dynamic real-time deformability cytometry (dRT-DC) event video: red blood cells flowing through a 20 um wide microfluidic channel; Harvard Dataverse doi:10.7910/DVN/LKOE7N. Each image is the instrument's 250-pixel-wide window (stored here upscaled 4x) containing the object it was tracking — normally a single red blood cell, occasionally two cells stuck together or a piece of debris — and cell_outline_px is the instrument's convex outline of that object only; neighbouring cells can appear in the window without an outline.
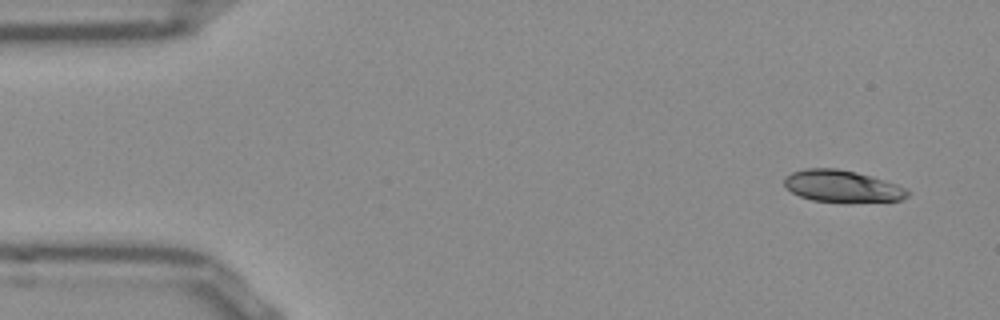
{"species": "Egyptian fruit bat (a non-hibernating species)", "species_latin": "Rousettus aegyptiacus", "temperature_condition": "room temperature", "stored_images_in_passage": 50, "camera_frame_rate_fps": 3000, "um_per_image_px": 0.085, "frame": {"image": 1, "passage_image": 1, "time_ms": 0.0, "image_size_px": [1000, 320], "cell_outline_px": [[908, 196], [900, 200], [812, 200], [800, 196], [792, 192], [784, 184], [784, 176], [792, 172], [804, 168], [836, 168], [856, 172], [872, 176], [896, 184], [904, 188], [908, 192]], "centroid_in_image_um": [71.51, 15.78], "position_along_channel_um": 13.5, "area_um2": 22.08}}
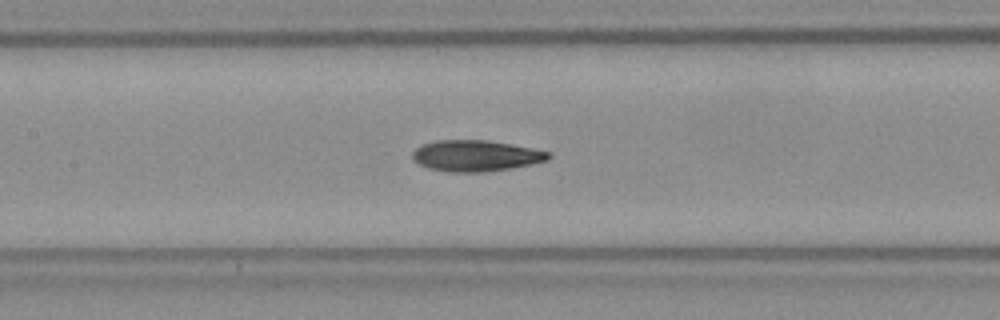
{"frame": {"image": 2, "passage_image": 21, "time_ms": 6.667, "image_size_px": [1000, 320], "cell_outline_px": [[552, 156], [548, 160], [532, 164], [512, 168], [484, 172], [448, 172], [428, 168], [412, 160], [412, 152], [416, 148], [424, 144], [436, 140], [488, 140], [532, 148], [552, 152]], "centroid_in_image_um": [40.46, 13.24], "position_along_channel_um": 166.9, "area_um2": 24.8}}
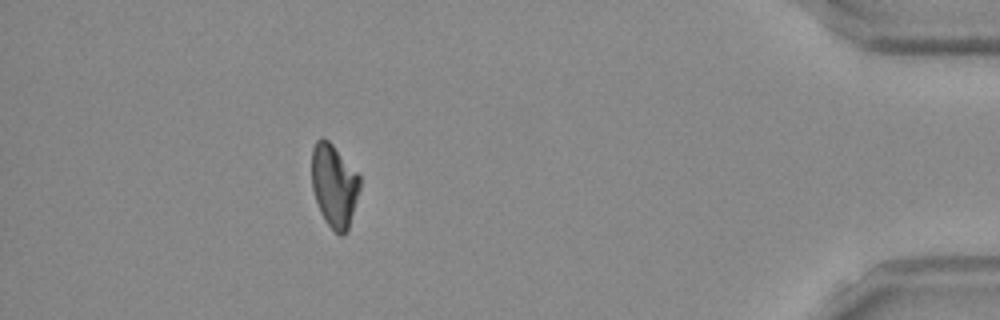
{"frame": {"image": 3, "passage_image": 44, "time_ms": 14.333, "image_size_px": [1000, 320], "cell_outline_px": [[360, 188], [348, 228], [340, 236], [324, 220], [320, 212], [312, 188], [312, 148], [316, 140], [320, 136], [324, 136], [332, 144], [360, 176]], "centroid_in_image_um": [28.38, 15.73], "position_along_channel_um": 406.8, "area_um2": 23.06}, "authors_computed_cell_mechanics": {"area_um2": 23.7558, "velocity_mm_per_s": 3.8769, "shape_relaxation_time_tau1_ms": null, "shape_relaxation_time_tau2_ms": 7.1208, "deformation_change_tau1": null, "deformation_change_tau2": 0.1475}}